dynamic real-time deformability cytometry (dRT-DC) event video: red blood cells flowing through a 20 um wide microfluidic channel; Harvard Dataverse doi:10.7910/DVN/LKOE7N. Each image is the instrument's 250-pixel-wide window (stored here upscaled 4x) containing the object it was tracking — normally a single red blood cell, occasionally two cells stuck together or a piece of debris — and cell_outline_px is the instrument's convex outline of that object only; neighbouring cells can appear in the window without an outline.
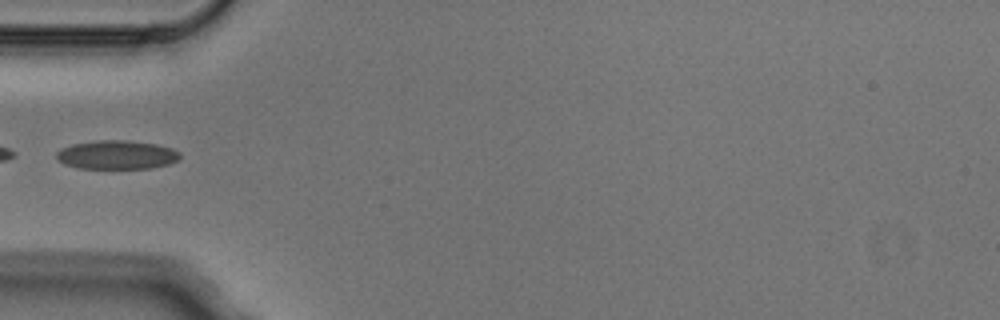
{"species": "Egyptian fruit bat (a non-hibernating species)", "species_latin": "Rousettus aegyptiacus", "temperature_condition": "cold", "stored_images_in_passage": 5, "camera_frame_rate_fps": 3000, "um_per_image_px": 0.085, "animal": {"sex": "male"}, "frame": {"image": 1, "passage_image": 5, "time_ms": 1.333, "image_size_px": [1000, 320], "cell_outline_px": [[180, 160], [168, 164], [152, 168], [76, 168], [64, 164], [56, 156], [56, 152], [60, 148], [72, 144], [96, 140], [124, 140], [156, 144], [172, 148], [180, 152]], "centroid_in_image_um": [9.93, 13.16], "position_along_channel_um": 75.1, "area_um2": 20.81}}